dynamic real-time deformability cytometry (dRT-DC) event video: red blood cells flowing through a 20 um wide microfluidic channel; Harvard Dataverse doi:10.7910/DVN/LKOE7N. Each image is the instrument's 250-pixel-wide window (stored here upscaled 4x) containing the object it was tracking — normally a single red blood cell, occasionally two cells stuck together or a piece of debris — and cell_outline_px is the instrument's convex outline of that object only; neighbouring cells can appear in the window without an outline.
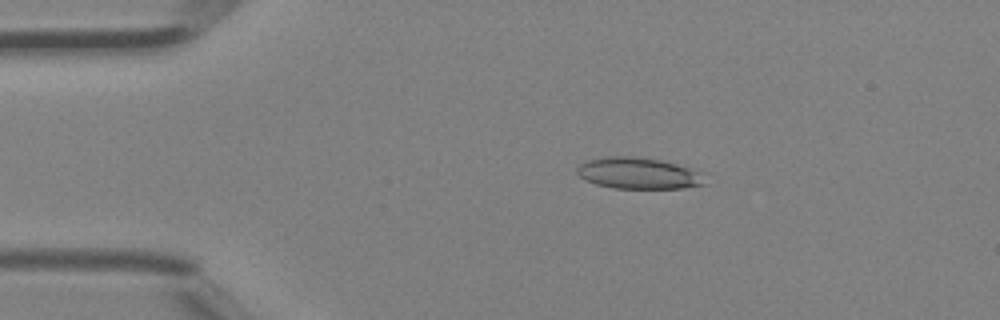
{"species": "Egyptian fruit bat (a non-hibernating species)", "species_latin": "Rousettus aegyptiacus", "temperature_condition": "room temperature", "stored_images_in_passage": 3, "camera_frame_rate_fps": 3000, "um_per_image_px": 0.085, "animal": {"sex": "female"}, "frame": {"image": 1, "passage_image": 2, "time_ms": 0.333, "image_size_px": [1000, 320], "cell_outline_px": [[712, 172], [708, 184], [684, 188], [612, 188], [596, 184], [584, 180], [576, 172], [576, 168], [584, 160], [604, 156], [636, 156], [660, 160]], "centroid_in_image_um": [54.43, 14.72], "position_along_channel_um": 30.6, "area_um2": 24.51}}